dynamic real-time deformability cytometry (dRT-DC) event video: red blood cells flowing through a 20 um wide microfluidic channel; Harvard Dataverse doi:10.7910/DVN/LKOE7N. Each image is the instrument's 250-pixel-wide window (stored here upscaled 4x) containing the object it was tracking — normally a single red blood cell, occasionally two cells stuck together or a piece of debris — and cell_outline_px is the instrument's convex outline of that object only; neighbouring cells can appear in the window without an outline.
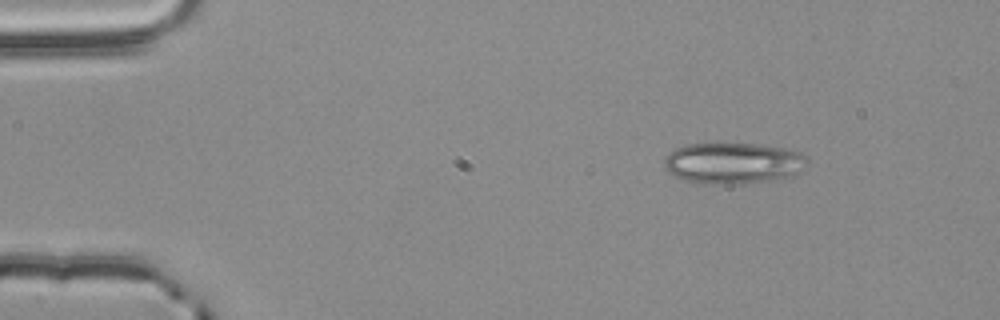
{"species": "common noctule bat (a hibernating species)", "species_latin": "Nyctalus noctula", "temperature_condition": "room temperature", "stored_images_in_passage": 48, "camera_frame_rate_fps": 3000, "um_per_image_px": 0.085, "animal": {"sex": "male", "body_mass_g": 20.4}, "frame": {"image": 1, "passage_image": 1, "time_ms": 0.0, "image_size_px": [1000, 320], "cell_outline_px": [[808, 160], [796, 172], [788, 176], [768, 184], [704, 184], [680, 180], [664, 168], [664, 156], [668, 152], [684, 144], [716, 140], [756, 144], [784, 148], [800, 152]], "centroid_in_image_um": [62.22, 13.85], "position_along_channel_um": 22.8, "area_um2": 35.89}}
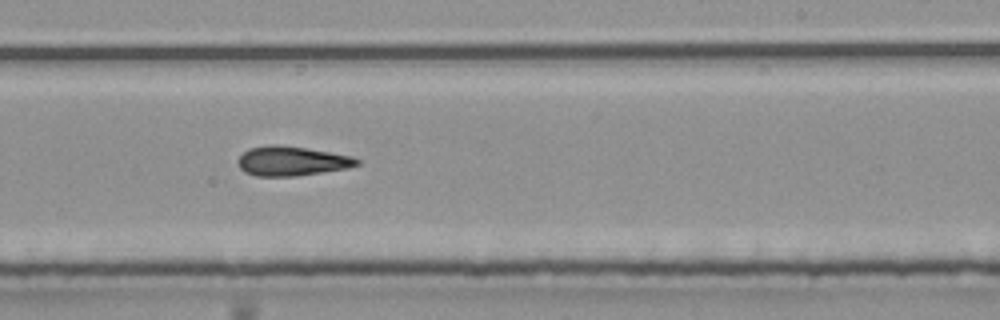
{"frame": {"image": 2, "passage_image": 27, "time_ms": 8.667, "image_size_px": [1000, 320], "cell_outline_px": [[360, 164], [348, 168], [296, 176], [256, 176], [244, 172], [240, 168], [240, 156], [248, 148], [268, 144], [276, 144], [304, 148], [352, 156], [360, 160]], "centroid_in_image_um": [24.8, 13.69], "position_along_channel_um": 264.2, "area_um2": 20.29}}
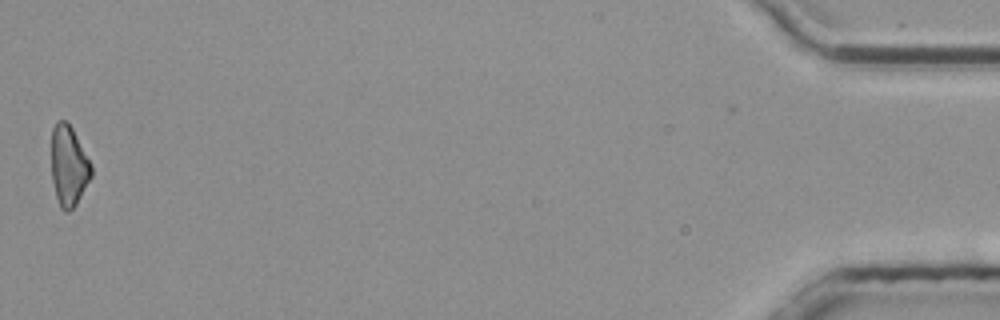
{"frame": {"image": 3, "passage_image": 48, "time_ms": 15.667, "image_size_px": [1000, 320], "cell_outline_px": [[92, 176], [76, 204], [68, 212], [64, 212], [60, 208], [56, 196], [52, 180], [52, 128], [56, 120], [68, 120], [92, 164]], "centroid_in_image_um": [5.84, 14.07], "position_along_channel_um": 429.4, "area_um2": 18.84}, "authors_computed_cell_mechanics": {"area_um2": 20.3167, "velocity_mm_per_s": 3.7904, "shape_relaxation_time_tau1_ms": 4.1739, "shape_relaxation_time_tau2_ms": 4.5957, "deformation_change_tau1": 0.1222, "deformation_change_tau2": 0.1504}}